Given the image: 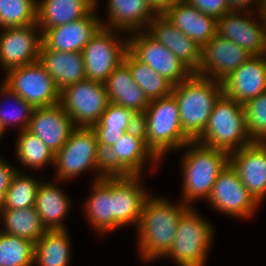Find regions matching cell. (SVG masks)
Listing matches in <instances>:
<instances>
[{
	"label": "cell",
	"instance_id": "14",
	"mask_svg": "<svg viewBox=\"0 0 266 266\" xmlns=\"http://www.w3.org/2000/svg\"><path fill=\"white\" fill-rule=\"evenodd\" d=\"M252 55L232 40L215 35L201 50V62L195 74L222 81Z\"/></svg>",
	"mask_w": 266,
	"mask_h": 266
},
{
	"label": "cell",
	"instance_id": "29",
	"mask_svg": "<svg viewBox=\"0 0 266 266\" xmlns=\"http://www.w3.org/2000/svg\"><path fill=\"white\" fill-rule=\"evenodd\" d=\"M89 199L84 204L85 217L98 234L110 233L121 227L113 220L111 178L93 180Z\"/></svg>",
	"mask_w": 266,
	"mask_h": 266
},
{
	"label": "cell",
	"instance_id": "6",
	"mask_svg": "<svg viewBox=\"0 0 266 266\" xmlns=\"http://www.w3.org/2000/svg\"><path fill=\"white\" fill-rule=\"evenodd\" d=\"M213 230L211 223L190 206L182 214L173 245L164 257L173 258L178 266H205Z\"/></svg>",
	"mask_w": 266,
	"mask_h": 266
},
{
	"label": "cell",
	"instance_id": "45",
	"mask_svg": "<svg viewBox=\"0 0 266 266\" xmlns=\"http://www.w3.org/2000/svg\"><path fill=\"white\" fill-rule=\"evenodd\" d=\"M260 14V15H259ZM258 15L266 23V0L260 1V7L258 9Z\"/></svg>",
	"mask_w": 266,
	"mask_h": 266
},
{
	"label": "cell",
	"instance_id": "39",
	"mask_svg": "<svg viewBox=\"0 0 266 266\" xmlns=\"http://www.w3.org/2000/svg\"><path fill=\"white\" fill-rule=\"evenodd\" d=\"M243 109L252 140L266 142V91L245 103Z\"/></svg>",
	"mask_w": 266,
	"mask_h": 266
},
{
	"label": "cell",
	"instance_id": "21",
	"mask_svg": "<svg viewBox=\"0 0 266 266\" xmlns=\"http://www.w3.org/2000/svg\"><path fill=\"white\" fill-rule=\"evenodd\" d=\"M145 31L152 38L167 47L193 73L198 70L201 62L202 48L169 22L162 13H158L148 23Z\"/></svg>",
	"mask_w": 266,
	"mask_h": 266
},
{
	"label": "cell",
	"instance_id": "20",
	"mask_svg": "<svg viewBox=\"0 0 266 266\" xmlns=\"http://www.w3.org/2000/svg\"><path fill=\"white\" fill-rule=\"evenodd\" d=\"M75 128L71 117L60 105L35 108L28 131L37 136L53 153L67 142Z\"/></svg>",
	"mask_w": 266,
	"mask_h": 266
},
{
	"label": "cell",
	"instance_id": "46",
	"mask_svg": "<svg viewBox=\"0 0 266 266\" xmlns=\"http://www.w3.org/2000/svg\"><path fill=\"white\" fill-rule=\"evenodd\" d=\"M261 56H262V59H263V61H264L265 67H266V48H265V50L263 51V53L261 54Z\"/></svg>",
	"mask_w": 266,
	"mask_h": 266
},
{
	"label": "cell",
	"instance_id": "25",
	"mask_svg": "<svg viewBox=\"0 0 266 266\" xmlns=\"http://www.w3.org/2000/svg\"><path fill=\"white\" fill-rule=\"evenodd\" d=\"M109 101L133 110L141 116L150 100L132 79L129 67L122 62L104 82Z\"/></svg>",
	"mask_w": 266,
	"mask_h": 266
},
{
	"label": "cell",
	"instance_id": "37",
	"mask_svg": "<svg viewBox=\"0 0 266 266\" xmlns=\"http://www.w3.org/2000/svg\"><path fill=\"white\" fill-rule=\"evenodd\" d=\"M36 0H0V28L24 27L37 23Z\"/></svg>",
	"mask_w": 266,
	"mask_h": 266
},
{
	"label": "cell",
	"instance_id": "15",
	"mask_svg": "<svg viewBox=\"0 0 266 266\" xmlns=\"http://www.w3.org/2000/svg\"><path fill=\"white\" fill-rule=\"evenodd\" d=\"M229 163L254 199L262 203L266 197V142L253 141L229 153Z\"/></svg>",
	"mask_w": 266,
	"mask_h": 266
},
{
	"label": "cell",
	"instance_id": "13",
	"mask_svg": "<svg viewBox=\"0 0 266 266\" xmlns=\"http://www.w3.org/2000/svg\"><path fill=\"white\" fill-rule=\"evenodd\" d=\"M1 30L0 64L5 73L38 61L43 41L42 31L37 23Z\"/></svg>",
	"mask_w": 266,
	"mask_h": 266
},
{
	"label": "cell",
	"instance_id": "1",
	"mask_svg": "<svg viewBox=\"0 0 266 266\" xmlns=\"http://www.w3.org/2000/svg\"><path fill=\"white\" fill-rule=\"evenodd\" d=\"M166 198L148 196L143 204L137 227L138 251L145 262L164 257L173 245L182 214L190 207L167 201Z\"/></svg>",
	"mask_w": 266,
	"mask_h": 266
},
{
	"label": "cell",
	"instance_id": "7",
	"mask_svg": "<svg viewBox=\"0 0 266 266\" xmlns=\"http://www.w3.org/2000/svg\"><path fill=\"white\" fill-rule=\"evenodd\" d=\"M110 103L104 83L81 80L60 91V105L75 127H92Z\"/></svg>",
	"mask_w": 266,
	"mask_h": 266
},
{
	"label": "cell",
	"instance_id": "18",
	"mask_svg": "<svg viewBox=\"0 0 266 266\" xmlns=\"http://www.w3.org/2000/svg\"><path fill=\"white\" fill-rule=\"evenodd\" d=\"M140 178L139 175L111 178L113 220L120 227L139 225L144 201L149 196L139 183Z\"/></svg>",
	"mask_w": 266,
	"mask_h": 266
},
{
	"label": "cell",
	"instance_id": "22",
	"mask_svg": "<svg viewBox=\"0 0 266 266\" xmlns=\"http://www.w3.org/2000/svg\"><path fill=\"white\" fill-rule=\"evenodd\" d=\"M162 14L201 48L217 34V19L201 13L185 0L166 8Z\"/></svg>",
	"mask_w": 266,
	"mask_h": 266
},
{
	"label": "cell",
	"instance_id": "41",
	"mask_svg": "<svg viewBox=\"0 0 266 266\" xmlns=\"http://www.w3.org/2000/svg\"><path fill=\"white\" fill-rule=\"evenodd\" d=\"M203 14L219 19L229 13L227 0H185Z\"/></svg>",
	"mask_w": 266,
	"mask_h": 266
},
{
	"label": "cell",
	"instance_id": "32",
	"mask_svg": "<svg viewBox=\"0 0 266 266\" xmlns=\"http://www.w3.org/2000/svg\"><path fill=\"white\" fill-rule=\"evenodd\" d=\"M0 218L4 228L0 231L28 239L33 243H36L47 231L34 206L23 209H0Z\"/></svg>",
	"mask_w": 266,
	"mask_h": 266
},
{
	"label": "cell",
	"instance_id": "12",
	"mask_svg": "<svg viewBox=\"0 0 266 266\" xmlns=\"http://www.w3.org/2000/svg\"><path fill=\"white\" fill-rule=\"evenodd\" d=\"M205 201L224 214L244 219L253 216L260 205L243 185L230 163L217 177L211 194Z\"/></svg>",
	"mask_w": 266,
	"mask_h": 266
},
{
	"label": "cell",
	"instance_id": "35",
	"mask_svg": "<svg viewBox=\"0 0 266 266\" xmlns=\"http://www.w3.org/2000/svg\"><path fill=\"white\" fill-rule=\"evenodd\" d=\"M23 174L18 169L13 175L0 209H23L35 205L37 190L41 182L29 174L27 176Z\"/></svg>",
	"mask_w": 266,
	"mask_h": 266
},
{
	"label": "cell",
	"instance_id": "43",
	"mask_svg": "<svg viewBox=\"0 0 266 266\" xmlns=\"http://www.w3.org/2000/svg\"><path fill=\"white\" fill-rule=\"evenodd\" d=\"M260 1L261 0H227L230 12L250 13L253 12L251 10V6L253 5L255 7L256 14H258Z\"/></svg>",
	"mask_w": 266,
	"mask_h": 266
},
{
	"label": "cell",
	"instance_id": "8",
	"mask_svg": "<svg viewBox=\"0 0 266 266\" xmlns=\"http://www.w3.org/2000/svg\"><path fill=\"white\" fill-rule=\"evenodd\" d=\"M3 84L35 108L60 103V90L39 61L8 70Z\"/></svg>",
	"mask_w": 266,
	"mask_h": 266
},
{
	"label": "cell",
	"instance_id": "10",
	"mask_svg": "<svg viewBox=\"0 0 266 266\" xmlns=\"http://www.w3.org/2000/svg\"><path fill=\"white\" fill-rule=\"evenodd\" d=\"M97 145V136L91 127H75L67 142L55 153L56 181L72 179L87 170L96 171Z\"/></svg>",
	"mask_w": 266,
	"mask_h": 266
},
{
	"label": "cell",
	"instance_id": "24",
	"mask_svg": "<svg viewBox=\"0 0 266 266\" xmlns=\"http://www.w3.org/2000/svg\"><path fill=\"white\" fill-rule=\"evenodd\" d=\"M38 61L55 81L60 91L86 79L84 58L81 52H61L41 48Z\"/></svg>",
	"mask_w": 266,
	"mask_h": 266
},
{
	"label": "cell",
	"instance_id": "2",
	"mask_svg": "<svg viewBox=\"0 0 266 266\" xmlns=\"http://www.w3.org/2000/svg\"><path fill=\"white\" fill-rule=\"evenodd\" d=\"M223 94L222 82L192 73L173 86L184 132L195 141L207 126L215 103Z\"/></svg>",
	"mask_w": 266,
	"mask_h": 266
},
{
	"label": "cell",
	"instance_id": "19",
	"mask_svg": "<svg viewBox=\"0 0 266 266\" xmlns=\"http://www.w3.org/2000/svg\"><path fill=\"white\" fill-rule=\"evenodd\" d=\"M223 94L241 105L266 91V67L262 56H251L222 81Z\"/></svg>",
	"mask_w": 266,
	"mask_h": 266
},
{
	"label": "cell",
	"instance_id": "11",
	"mask_svg": "<svg viewBox=\"0 0 266 266\" xmlns=\"http://www.w3.org/2000/svg\"><path fill=\"white\" fill-rule=\"evenodd\" d=\"M134 33V35H132ZM128 50L173 85L186 80L193 72L167 47L145 30L130 33Z\"/></svg>",
	"mask_w": 266,
	"mask_h": 266
},
{
	"label": "cell",
	"instance_id": "17",
	"mask_svg": "<svg viewBox=\"0 0 266 266\" xmlns=\"http://www.w3.org/2000/svg\"><path fill=\"white\" fill-rule=\"evenodd\" d=\"M95 7L88 15L68 24L49 28L42 32V47L61 52H81L84 46L103 27L95 14Z\"/></svg>",
	"mask_w": 266,
	"mask_h": 266
},
{
	"label": "cell",
	"instance_id": "47",
	"mask_svg": "<svg viewBox=\"0 0 266 266\" xmlns=\"http://www.w3.org/2000/svg\"><path fill=\"white\" fill-rule=\"evenodd\" d=\"M5 130L0 126V140L3 137Z\"/></svg>",
	"mask_w": 266,
	"mask_h": 266
},
{
	"label": "cell",
	"instance_id": "23",
	"mask_svg": "<svg viewBox=\"0 0 266 266\" xmlns=\"http://www.w3.org/2000/svg\"><path fill=\"white\" fill-rule=\"evenodd\" d=\"M107 29L131 33L146 30L148 23L158 14L147 0H108ZM105 23V24H104Z\"/></svg>",
	"mask_w": 266,
	"mask_h": 266
},
{
	"label": "cell",
	"instance_id": "36",
	"mask_svg": "<svg viewBox=\"0 0 266 266\" xmlns=\"http://www.w3.org/2000/svg\"><path fill=\"white\" fill-rule=\"evenodd\" d=\"M35 243L0 231V266H33Z\"/></svg>",
	"mask_w": 266,
	"mask_h": 266
},
{
	"label": "cell",
	"instance_id": "33",
	"mask_svg": "<svg viewBox=\"0 0 266 266\" xmlns=\"http://www.w3.org/2000/svg\"><path fill=\"white\" fill-rule=\"evenodd\" d=\"M123 62L129 67L134 82L143 90L149 100L172 94L174 85L147 64L138 60L129 50Z\"/></svg>",
	"mask_w": 266,
	"mask_h": 266
},
{
	"label": "cell",
	"instance_id": "31",
	"mask_svg": "<svg viewBox=\"0 0 266 266\" xmlns=\"http://www.w3.org/2000/svg\"><path fill=\"white\" fill-rule=\"evenodd\" d=\"M66 230H47L35 243L34 265L68 266L71 241Z\"/></svg>",
	"mask_w": 266,
	"mask_h": 266
},
{
	"label": "cell",
	"instance_id": "38",
	"mask_svg": "<svg viewBox=\"0 0 266 266\" xmlns=\"http://www.w3.org/2000/svg\"><path fill=\"white\" fill-rule=\"evenodd\" d=\"M4 97L9 101L11 99L13 106L12 108H9L10 110L4 106H0V126L5 131L10 125H16L18 127L20 125V131L27 130L35 111V107L23 100L2 83L0 85V99H3Z\"/></svg>",
	"mask_w": 266,
	"mask_h": 266
},
{
	"label": "cell",
	"instance_id": "26",
	"mask_svg": "<svg viewBox=\"0 0 266 266\" xmlns=\"http://www.w3.org/2000/svg\"><path fill=\"white\" fill-rule=\"evenodd\" d=\"M97 0H41L37 2V24L41 31L68 24L88 15Z\"/></svg>",
	"mask_w": 266,
	"mask_h": 266
},
{
	"label": "cell",
	"instance_id": "9",
	"mask_svg": "<svg viewBox=\"0 0 266 266\" xmlns=\"http://www.w3.org/2000/svg\"><path fill=\"white\" fill-rule=\"evenodd\" d=\"M117 32L122 31L102 27L84 46L82 54L86 79L104 83L124 61L128 51V39H120Z\"/></svg>",
	"mask_w": 266,
	"mask_h": 266
},
{
	"label": "cell",
	"instance_id": "34",
	"mask_svg": "<svg viewBox=\"0 0 266 266\" xmlns=\"http://www.w3.org/2000/svg\"><path fill=\"white\" fill-rule=\"evenodd\" d=\"M16 140V157L21 164L39 170L49 164L54 166L53 153L37 136L28 130L19 131Z\"/></svg>",
	"mask_w": 266,
	"mask_h": 266
},
{
	"label": "cell",
	"instance_id": "40",
	"mask_svg": "<svg viewBox=\"0 0 266 266\" xmlns=\"http://www.w3.org/2000/svg\"><path fill=\"white\" fill-rule=\"evenodd\" d=\"M98 176L94 181L102 178L131 177L133 176L117 158V153L112 150V146L98 143L95 162Z\"/></svg>",
	"mask_w": 266,
	"mask_h": 266
},
{
	"label": "cell",
	"instance_id": "27",
	"mask_svg": "<svg viewBox=\"0 0 266 266\" xmlns=\"http://www.w3.org/2000/svg\"><path fill=\"white\" fill-rule=\"evenodd\" d=\"M117 153L119 162L132 174L141 176L143 167L151 162L155 168L159 159L153 154L146 144L141 124L136 128L126 131L123 136L112 146ZM145 165V166H143Z\"/></svg>",
	"mask_w": 266,
	"mask_h": 266
},
{
	"label": "cell",
	"instance_id": "5",
	"mask_svg": "<svg viewBox=\"0 0 266 266\" xmlns=\"http://www.w3.org/2000/svg\"><path fill=\"white\" fill-rule=\"evenodd\" d=\"M196 142L231 153L253 142L246 126L243 105L222 94Z\"/></svg>",
	"mask_w": 266,
	"mask_h": 266
},
{
	"label": "cell",
	"instance_id": "44",
	"mask_svg": "<svg viewBox=\"0 0 266 266\" xmlns=\"http://www.w3.org/2000/svg\"><path fill=\"white\" fill-rule=\"evenodd\" d=\"M182 0H147L157 13H162L166 8Z\"/></svg>",
	"mask_w": 266,
	"mask_h": 266
},
{
	"label": "cell",
	"instance_id": "16",
	"mask_svg": "<svg viewBox=\"0 0 266 266\" xmlns=\"http://www.w3.org/2000/svg\"><path fill=\"white\" fill-rule=\"evenodd\" d=\"M251 15L255 13H226L217 19V35L232 40L252 56H260L266 48V23Z\"/></svg>",
	"mask_w": 266,
	"mask_h": 266
},
{
	"label": "cell",
	"instance_id": "4",
	"mask_svg": "<svg viewBox=\"0 0 266 266\" xmlns=\"http://www.w3.org/2000/svg\"><path fill=\"white\" fill-rule=\"evenodd\" d=\"M140 124L147 146L159 160L166 152L183 149L193 141L181 126L178 104L172 94L150 100L140 116Z\"/></svg>",
	"mask_w": 266,
	"mask_h": 266
},
{
	"label": "cell",
	"instance_id": "3",
	"mask_svg": "<svg viewBox=\"0 0 266 266\" xmlns=\"http://www.w3.org/2000/svg\"><path fill=\"white\" fill-rule=\"evenodd\" d=\"M187 152L181 159L182 199L191 206L192 201L208 199L221 171L229 163V153L204 146L196 141L187 143ZM189 147V148H188Z\"/></svg>",
	"mask_w": 266,
	"mask_h": 266
},
{
	"label": "cell",
	"instance_id": "30",
	"mask_svg": "<svg viewBox=\"0 0 266 266\" xmlns=\"http://www.w3.org/2000/svg\"><path fill=\"white\" fill-rule=\"evenodd\" d=\"M140 124V116L131 109L109 103L98 123L91 128L94 130L98 143L113 146L126 131Z\"/></svg>",
	"mask_w": 266,
	"mask_h": 266
},
{
	"label": "cell",
	"instance_id": "42",
	"mask_svg": "<svg viewBox=\"0 0 266 266\" xmlns=\"http://www.w3.org/2000/svg\"><path fill=\"white\" fill-rule=\"evenodd\" d=\"M17 172L15 167L4 161V158H0V205L4 199V195L11 184L13 175Z\"/></svg>",
	"mask_w": 266,
	"mask_h": 266
},
{
	"label": "cell",
	"instance_id": "28",
	"mask_svg": "<svg viewBox=\"0 0 266 266\" xmlns=\"http://www.w3.org/2000/svg\"><path fill=\"white\" fill-rule=\"evenodd\" d=\"M52 182H41L34 207L47 230H66L64 217L71 210V199Z\"/></svg>",
	"mask_w": 266,
	"mask_h": 266
}]
</instances>
